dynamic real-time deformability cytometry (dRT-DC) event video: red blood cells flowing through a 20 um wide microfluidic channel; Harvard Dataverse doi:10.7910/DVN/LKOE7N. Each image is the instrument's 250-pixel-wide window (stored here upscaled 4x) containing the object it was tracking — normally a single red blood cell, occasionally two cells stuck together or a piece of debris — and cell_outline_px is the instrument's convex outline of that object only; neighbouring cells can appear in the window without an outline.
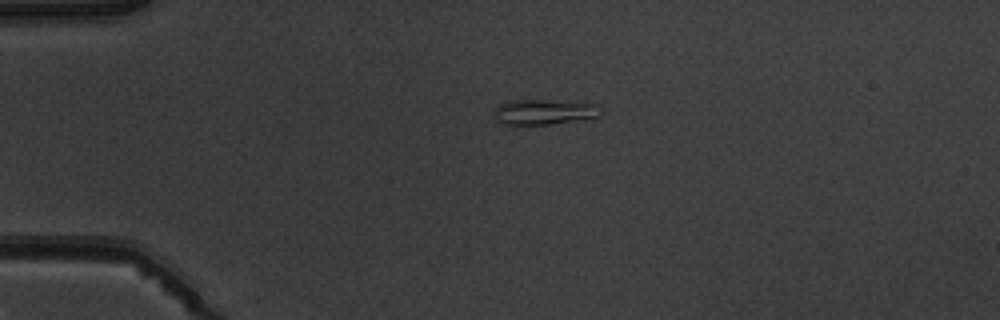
{"species": "common noctule bat (a hibernating species)", "species_latin": "Nyctalus noctula", "temperature_condition": "warm", "stored_images_in_passage": 3, "camera_frame_rate_fps": 3000, "um_per_image_px": 0.085, "animal": {"sex": "male", "body_mass_g": 19.5, "forearm_length_mm": 54.6}, "frame": {"image": 1, "passage_image": 1, "time_ms": 0.0, "image_size_px": [1000, 320], "cell_outline_px": [[600, 116], [548, 124], [504, 124], [496, 120], [492, 112], [500, 104], [512, 100], [576, 100], [600, 104]], "centroid_in_image_um": [46.29, 9.48], "position_along_channel_um": 38.7, "area_um2": 15.9}}
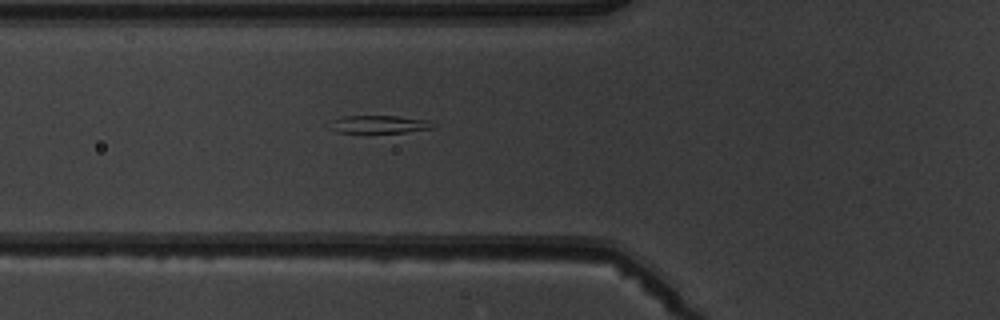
{"frame": {"image": 2, "passage_image": 3, "time_ms": 2.333, "image_size_px": [1000, 320], "cell_outline_px": [[436, 128], [404, 132], [336, 132], [324, 128], [332, 120], [344, 116], [396, 116], [428, 120]], "centroid_in_image_um": [32.13, 10.57], "position_along_channel_um": 93.7, "area_um2": 10.75}}